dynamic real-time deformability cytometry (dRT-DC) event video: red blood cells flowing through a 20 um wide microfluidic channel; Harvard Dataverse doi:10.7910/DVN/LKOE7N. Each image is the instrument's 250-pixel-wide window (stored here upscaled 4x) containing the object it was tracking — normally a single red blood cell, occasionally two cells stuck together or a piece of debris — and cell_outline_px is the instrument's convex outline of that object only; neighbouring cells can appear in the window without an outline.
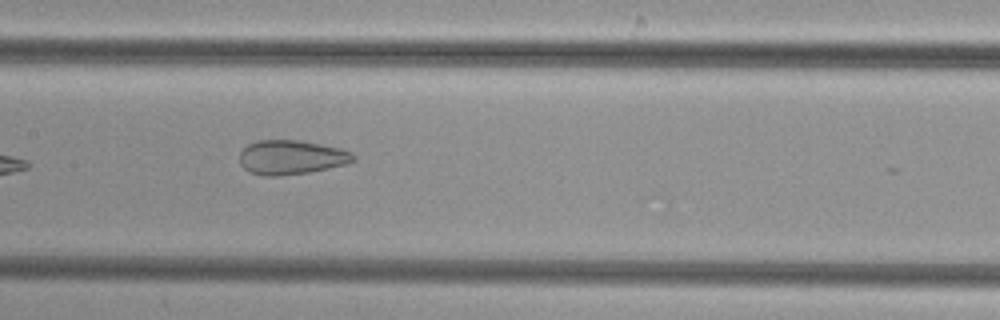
{"species": "common noctule bat (a hibernating species)", "species_latin": "Nyctalus noctula", "temperature_condition": "cold", "stored_images_in_passage": 8, "camera_frame_rate_fps": 3000, "um_per_image_px": 0.085, "animal": {"sex": "female", "body_mass_g": 29.2, "forearm_length_mm": 56.3}, "frame": {"image": 1, "passage_image": 7, "time_ms": 7.0, "image_size_px": [1000, 320], "cell_outline_px": [[356, 160], [348, 164], [308, 172], [280, 176], [264, 176], [252, 172], [244, 168], [240, 164], [240, 152], [248, 144], [256, 140], [300, 140], [340, 148], [352, 152], [356, 156]], "centroid_in_image_um": [24.78, 13.37], "position_along_channel_um": 182.6, "area_um2": 22.83}}